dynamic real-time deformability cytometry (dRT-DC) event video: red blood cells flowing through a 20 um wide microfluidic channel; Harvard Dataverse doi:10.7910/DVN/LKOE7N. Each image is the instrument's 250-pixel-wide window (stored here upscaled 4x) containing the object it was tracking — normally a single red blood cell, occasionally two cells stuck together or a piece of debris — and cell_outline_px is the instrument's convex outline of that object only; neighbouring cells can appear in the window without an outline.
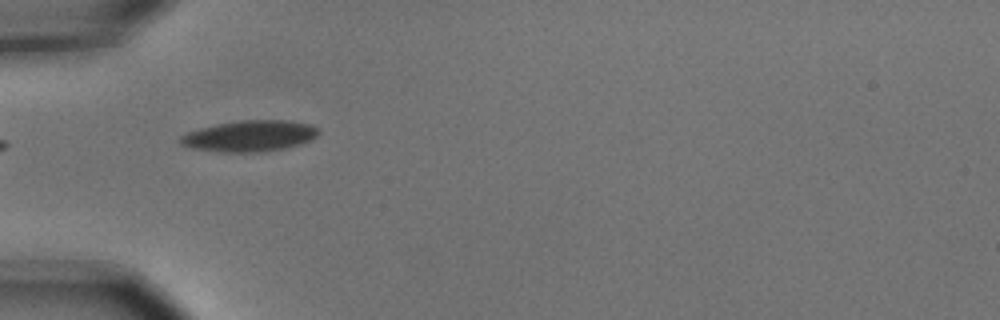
{"species": "common noctule bat (a hibernating species)", "species_latin": "Nyctalus noctula", "temperature_condition": "cold", "stored_images_in_passage": 11, "camera_frame_rate_fps": 3000, "um_per_image_px": 0.085, "animal": {"sex": "male", "body_mass_g": 15.6}, "frame": {"image": 1, "passage_image": 5, "time_ms": 1.333, "image_size_px": [1000, 320], "cell_outline_px": [[320, 132], [312, 140], [300, 144], [284, 148], [260, 152], [220, 152], [192, 148], [180, 144], [180, 136], [188, 132], [200, 128], [240, 120], [288, 120], [312, 124]], "centroid_in_image_um": [21.25, 11.56], "position_along_channel_um": 63.8, "area_um2": 24.97}}
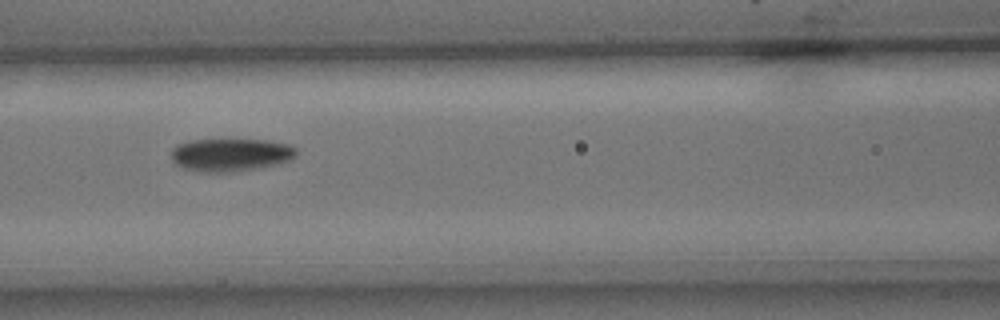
{"frame": {"image": 2, "passage_image": 7, "time_ms": 2.0, "image_size_px": [1000, 320], "cell_outline_px": [[296, 156], [288, 160], [276, 164], [260, 168], [232, 172], [196, 172], [184, 168], [176, 164], [172, 160], [172, 148], [176, 144], [192, 140], [220, 136], [268, 140], [288, 144], [296, 148]], "centroid_in_image_um": [19.57, 13.1], "position_along_channel_um": 147.0, "area_um2": 25.14}}
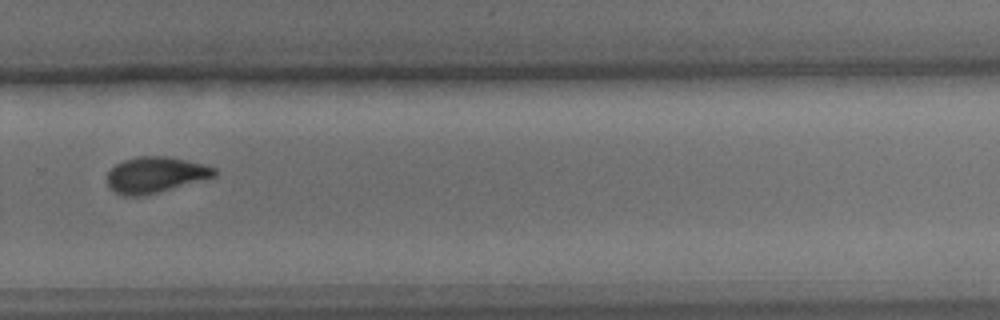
{"frame": {"image": 3, "passage_image": 11, "time_ms": 3.333, "image_size_px": [1000, 320], "cell_outline_px": [[216, 176], [160, 192], [140, 196], [124, 196], [108, 188], [108, 172], [116, 164], [124, 160], [140, 156], [168, 156], [204, 164], [216, 168]], "centroid_in_image_um": [13.21, 14.86], "position_along_channel_um": 316.6, "area_um2": 22.43}}